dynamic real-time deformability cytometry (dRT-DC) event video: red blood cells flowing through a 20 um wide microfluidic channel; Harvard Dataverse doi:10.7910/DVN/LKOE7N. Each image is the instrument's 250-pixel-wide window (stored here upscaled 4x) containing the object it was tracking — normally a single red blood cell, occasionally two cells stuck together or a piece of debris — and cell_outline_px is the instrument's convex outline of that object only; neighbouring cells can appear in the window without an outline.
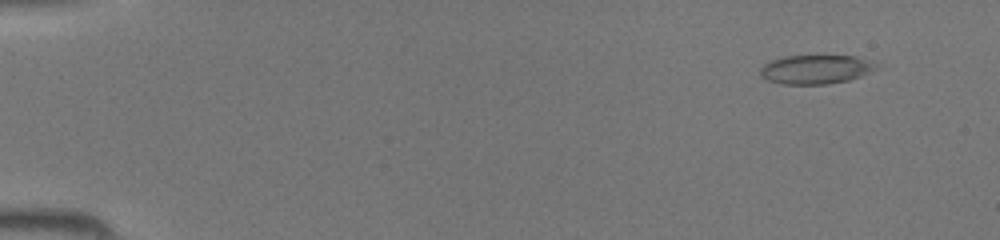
{"species": "common noctule bat (a hibernating species)", "species_latin": "Nyctalus noctula", "temperature_condition": "room temperature", "stored_images_in_passage": 44, "camera_frame_rate_fps": 3000, "um_per_image_px": 0.085, "animal": {"sex": "female", "body_mass_g": 19.5, "forearm_length_mm": 54.1}, "frame": {"image": 1, "passage_image": 4, "time_ms": 1.0, "image_size_px": [1000, 240], "cell_outline_px": [[876, 68], [860, 76], [848, 80], [828, 84], [780, 84], [768, 80], [760, 76], [760, 68], [764, 64], [772, 60], [784, 56], [856, 56], [876, 64]], "centroid_in_image_um": [69.27, 5.9], "position_along_channel_um": 15.7, "area_um2": 19.36}}
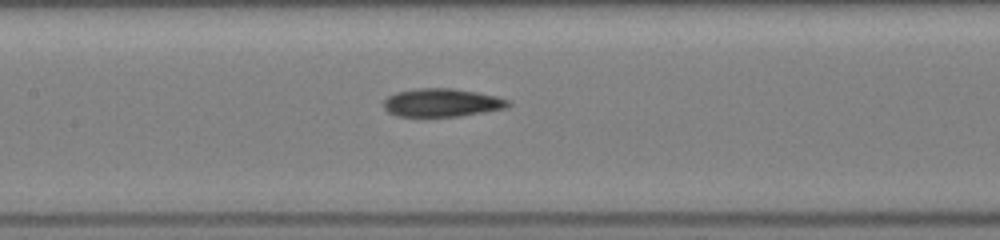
{"frame": {"image": 2, "passage_image": 22, "time_ms": 7.0, "image_size_px": [1000, 240], "cell_outline_px": [[512, 104], [508, 108], [460, 116], [396, 116], [388, 112], [384, 108], [384, 100], [388, 96], [396, 92], [416, 88], [452, 88], [476, 92], [496, 96], [512, 100]], "centroid_in_image_um": [37.6, 8.72], "position_along_channel_um": 169.8, "area_um2": 20.63}}
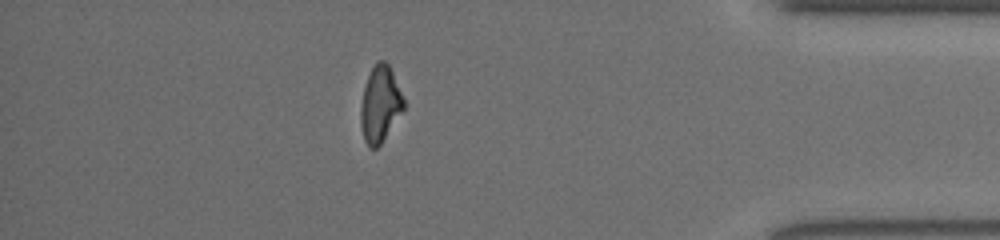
{"frame": {"image": 3, "passage_image": 39, "time_ms": 12.667, "image_size_px": [1000, 240], "cell_outline_px": [[404, 108], [380, 144], [376, 148], [368, 148], [364, 140], [360, 124], [360, 108], [364, 88], [368, 76], [376, 60], [384, 60], [388, 64], [392, 72], [404, 100]], "centroid_in_image_um": [32.28, 8.86], "position_along_channel_um": 402.9, "area_um2": 18.79}}